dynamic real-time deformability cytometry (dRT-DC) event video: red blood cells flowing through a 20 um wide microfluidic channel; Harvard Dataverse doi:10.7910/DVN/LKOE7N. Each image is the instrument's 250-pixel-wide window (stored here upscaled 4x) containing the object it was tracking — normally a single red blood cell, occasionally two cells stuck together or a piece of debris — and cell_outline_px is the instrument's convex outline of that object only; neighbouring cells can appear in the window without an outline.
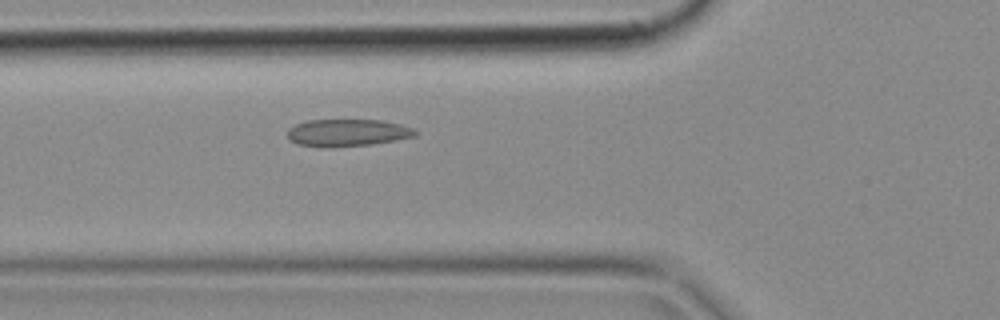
{"species": "common noctule bat (a hibernating species)", "species_latin": "Nyctalus noctula", "temperature_condition": "cold", "stored_images_in_passage": 4, "camera_frame_rate_fps": 3000, "um_per_image_px": 0.085, "animal": {"sex": "female", "body_mass_g": 18.4}, "frame": {"image": 1, "passage_image": 4, "time_ms": 1.0, "image_size_px": [1000, 320], "cell_outline_px": [[420, 132], [416, 136], [396, 140], [372, 144], [328, 148], [296, 144], [288, 140], [288, 128], [296, 124], [308, 120], [380, 120], [400, 124], [416, 128]], "centroid_in_image_um": [29.55, 11.29], "position_along_channel_um": 96.2, "area_um2": 20.58}}